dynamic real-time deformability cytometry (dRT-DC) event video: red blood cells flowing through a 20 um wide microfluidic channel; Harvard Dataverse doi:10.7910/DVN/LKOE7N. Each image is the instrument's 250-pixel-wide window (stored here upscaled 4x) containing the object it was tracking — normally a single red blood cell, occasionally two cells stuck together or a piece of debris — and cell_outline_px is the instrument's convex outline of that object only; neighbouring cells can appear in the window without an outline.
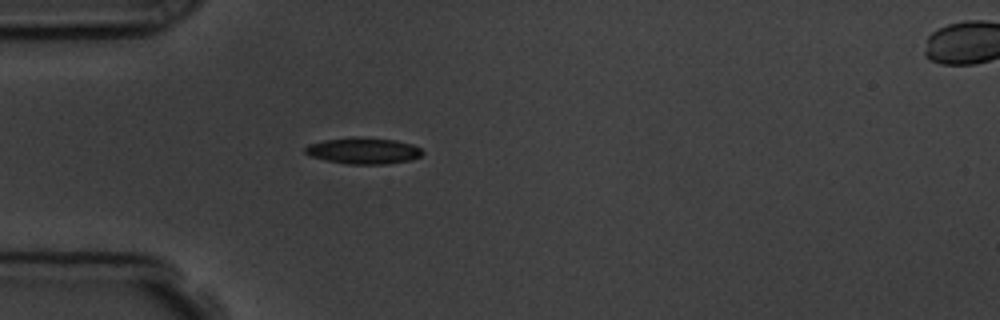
{"species": "common noctule bat (a hibernating species)", "species_latin": "Nyctalus noctula", "temperature_condition": "room temperature", "stored_images_in_passage": 5, "segment_of_instrument_passage": [1, 2], "camera_frame_rate_fps": 3000, "um_per_image_px": 0.085, "animal": {"sex": "male", "body_mass_g": 19.5, "forearm_length_mm": 54.6}, "frame": {"image": 1, "passage_image": 4, "time_ms": 3.667, "image_size_px": [1000, 320], "cell_outline_px": [[424, 152], [420, 156], [412, 160], [388, 164], [348, 164], [324, 160], [308, 156], [304, 152], [304, 148], [308, 144], [324, 140], [352, 136], [360, 136], [396, 140], [412, 144], [420, 148]], "centroid_in_image_um": [30.86, 12.81], "position_along_channel_um": 54.1, "area_um2": 18.38}}